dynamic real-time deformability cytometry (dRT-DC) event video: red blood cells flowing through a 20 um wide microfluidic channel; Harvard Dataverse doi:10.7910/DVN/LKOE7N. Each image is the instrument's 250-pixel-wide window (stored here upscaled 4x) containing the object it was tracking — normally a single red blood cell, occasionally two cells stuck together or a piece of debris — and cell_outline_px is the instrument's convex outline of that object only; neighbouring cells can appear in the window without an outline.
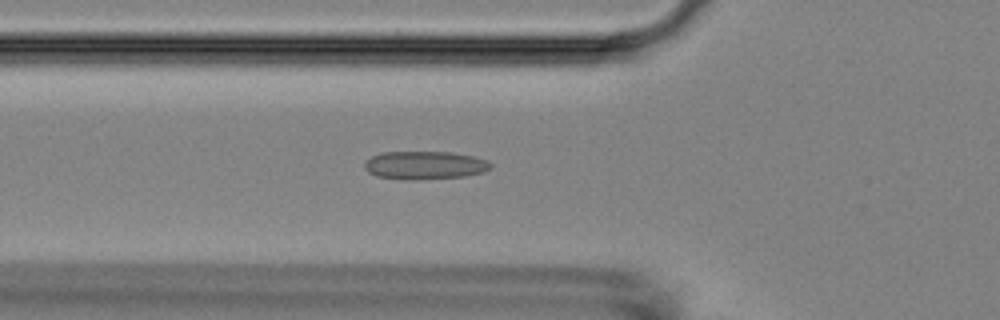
{"species": "Egyptian fruit bat (a non-hibernating species)", "species_latin": "Rousettus aegyptiacus", "temperature_condition": "room temperature", "stored_images_in_passage": 33, "camera_frame_rate_fps": 3000, "um_per_image_px": 0.085, "animal": {"sex": "female"}, "frame": {"image": 1, "passage_image": 5, "time_ms": 1.333, "image_size_px": [1000, 320], "cell_outline_px": [[492, 168], [484, 172], [464, 176], [416, 180], [408, 180], [376, 176], [368, 172], [364, 168], [364, 164], [372, 156], [384, 152], [448, 152], [472, 156], [488, 160], [492, 164]], "centroid_in_image_um": [36.12, 14.05], "position_along_channel_um": 89.7, "area_um2": 20.69}}
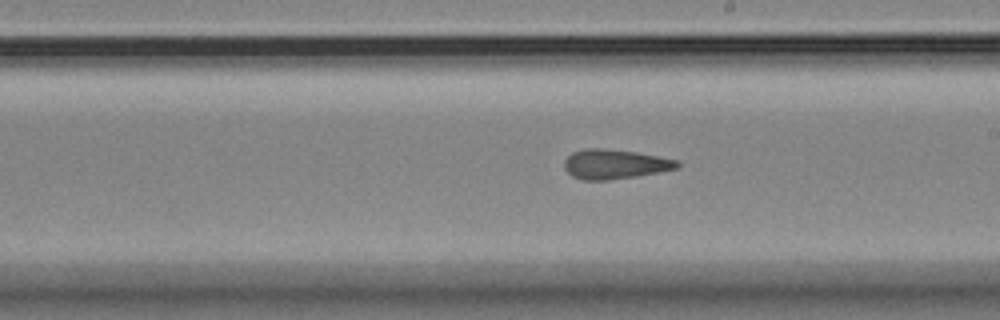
{"frame": {"image": 2, "passage_image": 17, "time_ms": 5.333, "image_size_px": [1000, 320], "cell_outline_px": [[680, 164], [676, 168], [636, 176], [608, 180], [580, 180], [572, 176], [564, 168], [564, 160], [572, 152], [584, 148], [600, 148], [636, 152], [676, 160]], "centroid_in_image_um": [52.18, 13.95], "position_along_channel_um": 236.8, "area_um2": 19.25}}
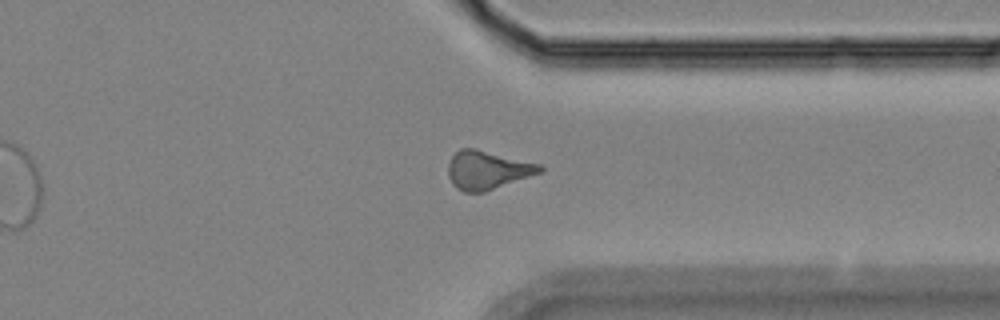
{"frame": {"image": 3, "passage_image": 28, "time_ms": 9.0, "image_size_px": [1000, 320], "cell_outline_px": [[544, 168], [540, 172], [484, 192], [464, 192], [456, 188], [452, 184], [448, 176], [448, 164], [452, 156], [460, 148], [476, 148], [540, 164]], "centroid_in_image_um": [41.38, 14.44], "position_along_channel_um": 370.0, "area_um2": 20.4}, "authors_computed_cell_mechanics": {"area_um2": 19.363, "velocity_mm_per_s": 3.6564, "shape_relaxation_time_tau1_ms": null, "shape_relaxation_time_tau2_ms": 2.12, "deformation_change_tau1": null, "deformation_change_tau2": 0.1191}}